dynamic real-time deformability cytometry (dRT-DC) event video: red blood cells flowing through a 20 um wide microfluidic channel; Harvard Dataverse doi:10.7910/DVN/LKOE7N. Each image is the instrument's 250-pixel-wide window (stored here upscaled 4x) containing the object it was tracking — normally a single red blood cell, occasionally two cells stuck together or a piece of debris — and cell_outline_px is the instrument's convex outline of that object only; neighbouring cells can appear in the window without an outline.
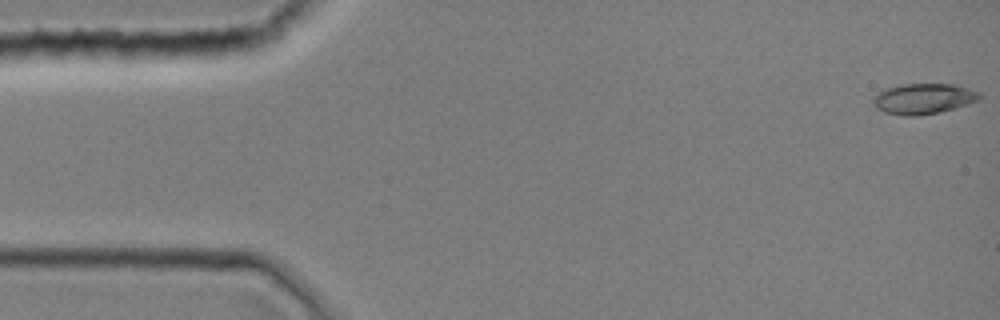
{"species": "common noctule bat (a hibernating species)", "species_latin": "Nyctalus noctula", "temperature_condition": "room temperature", "stored_images_in_passage": 1, "camera_frame_rate_fps": 3000, "um_per_image_px": 0.085, "animal": {"sex": "female", "body_mass_g": 19.0, "forearm_length_mm": 51.5}, "frame": {"image": 1, "passage_image": 1, "time_ms": 0.0, "image_size_px": [1000, 320], "cell_outline_px": [[980, 100], [940, 112], [920, 116], [904, 116], [884, 112], [876, 108], [872, 104], [872, 100], [884, 88], [904, 84], [952, 84], [980, 92]], "centroid_in_image_um": [78.47, 8.4], "position_along_channel_um": 6.5, "area_um2": 18.9}}